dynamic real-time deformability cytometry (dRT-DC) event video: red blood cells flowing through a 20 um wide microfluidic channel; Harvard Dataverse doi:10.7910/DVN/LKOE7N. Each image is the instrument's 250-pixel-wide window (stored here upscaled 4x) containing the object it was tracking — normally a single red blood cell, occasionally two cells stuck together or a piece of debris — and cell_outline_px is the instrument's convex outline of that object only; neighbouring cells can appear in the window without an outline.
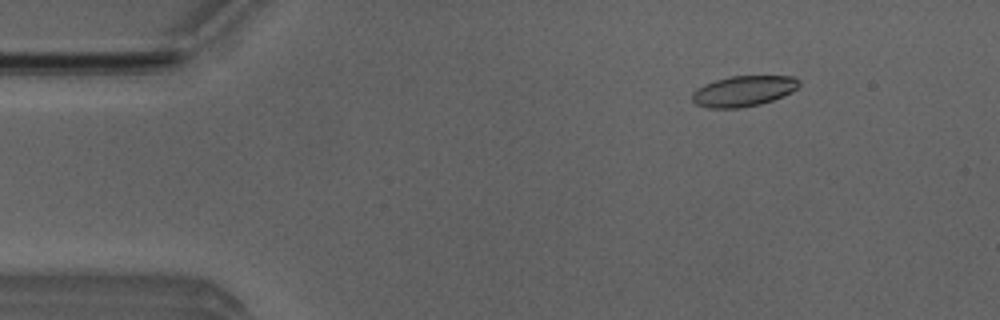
{"species": "Egyptian fruit bat (a non-hibernating species)", "species_latin": "Rousettus aegyptiacus", "temperature_condition": "room temperature", "stored_images_in_passage": 52, "camera_frame_rate_fps": 3000, "um_per_image_px": 0.085, "animal": {"sex": "male"}, "frame": {"image": 1, "passage_image": 7, "time_ms": 2.0, "image_size_px": [1000, 320], "cell_outline_px": [[800, 84], [792, 92], [772, 100], [760, 104], [740, 108], [708, 108], [696, 104], [692, 100], [692, 92], [704, 84], [716, 80], [732, 76], [792, 76], [800, 80]], "centroid_in_image_um": [63.19, 7.74], "position_along_channel_um": 21.8, "area_um2": 19.02}}
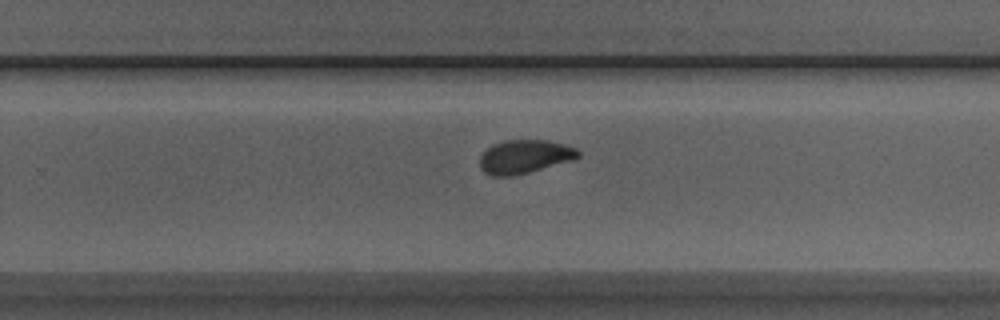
{"frame": {"image": 2, "passage_image": 33, "time_ms": 10.667, "image_size_px": [1000, 320], "cell_outline_px": [[580, 156], [576, 160], [512, 176], [492, 176], [484, 172], [480, 168], [480, 156], [492, 144], [504, 140], [548, 140], [564, 144], [576, 148], [580, 152]], "centroid_in_image_um": [44.61, 13.31], "position_along_channel_um": 285.2, "area_um2": 19.42}}
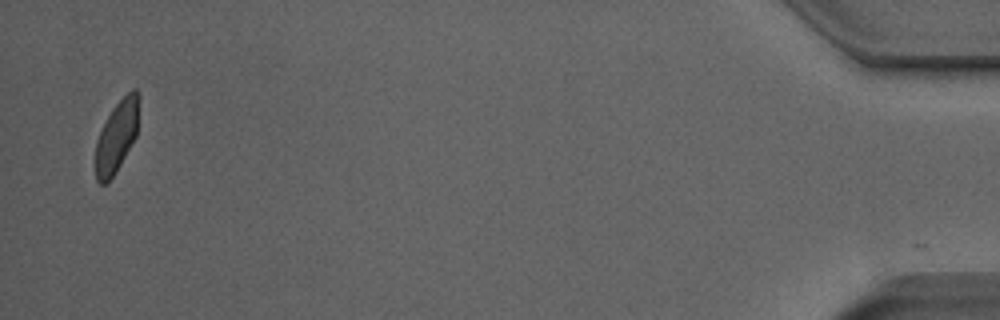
{"frame": {"image": 3, "passage_image": 51, "time_ms": 16.667, "image_size_px": [1000, 320], "cell_outline_px": [[140, 96], [136, 136], [116, 172], [104, 184], [100, 184], [96, 180], [96, 144], [100, 132], [112, 108], [132, 88], [136, 88]], "centroid_in_image_um": [9.95, 11.55], "position_along_channel_um": 425.3, "area_um2": 17.86}, "authors_computed_cell_mechanics": {"area_um2": 19.4497, "velocity_mm_per_s": 3.9117, "shape_relaxation_time_tau1_ms": 4.4418, "shape_relaxation_time_tau2_ms": 1.277, "deformation_change_tau1": 0.1356, "deformation_change_tau2": 0.0546}}